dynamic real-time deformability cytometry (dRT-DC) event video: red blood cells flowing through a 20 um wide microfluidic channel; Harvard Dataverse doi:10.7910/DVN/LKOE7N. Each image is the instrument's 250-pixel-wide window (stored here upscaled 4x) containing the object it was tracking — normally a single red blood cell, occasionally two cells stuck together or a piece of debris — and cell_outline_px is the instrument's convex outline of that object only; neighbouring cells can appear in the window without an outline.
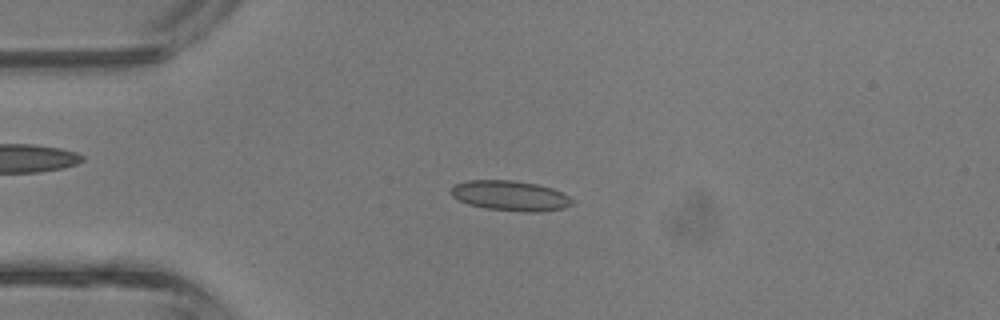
{"species": "common noctule bat (a hibernating species)", "species_latin": "Nyctalus noctula", "temperature_condition": "room temperature", "stored_images_in_passage": 40, "camera_frame_rate_fps": 3000, "um_per_image_px": 0.085, "animal": {"sex": "male", "body_mass_g": 13.3}, "frame": {"image": 1, "passage_image": 9, "time_ms": 2.667, "image_size_px": [1000, 320], "cell_outline_px": [[576, 200], [572, 204], [564, 208], [536, 212], [528, 212], [484, 208], [468, 204], [452, 196], [452, 188], [456, 184], [468, 180], [512, 180], [536, 184], [552, 188]], "centroid_in_image_um": [43.4, 16.64], "position_along_channel_um": 41.6, "area_um2": 21.1}}
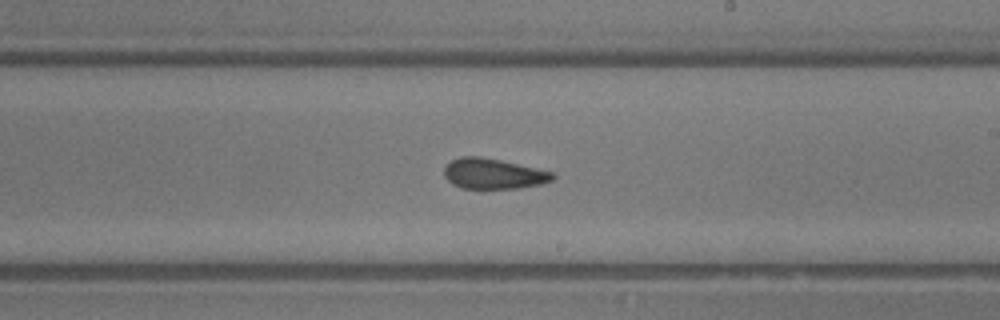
{"frame": {"image": 2, "passage_image": 23, "time_ms": 7.333, "image_size_px": [1000, 320], "cell_outline_px": [[556, 176], [552, 180], [540, 184], [520, 188], [460, 188], [452, 184], [444, 176], [444, 168], [452, 160], [460, 156], [480, 156], [500, 160], [536, 168], [552, 172]], "centroid_in_image_um": [41.91, 14.76], "position_along_channel_um": 247.1, "area_um2": 19.13}}
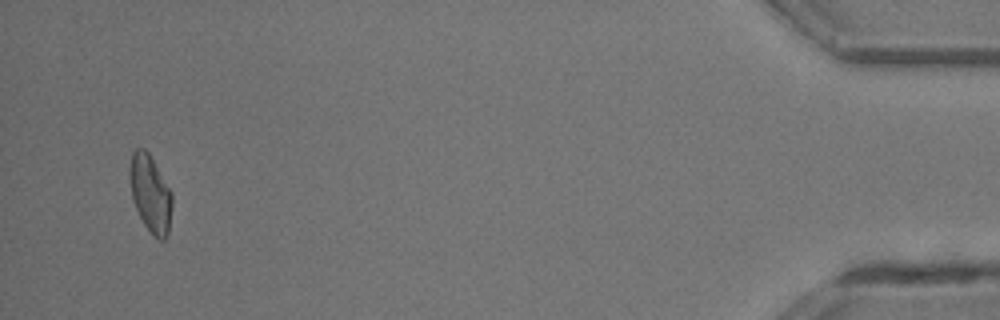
{"frame": {"image": 3, "passage_image": 39, "time_ms": 12.667, "image_size_px": [1000, 320], "cell_outline_px": [[172, 208], [168, 232], [164, 240], [160, 240], [152, 236], [144, 224], [132, 200], [128, 176], [128, 172], [132, 152], [136, 148], [144, 148], [148, 152], [172, 192]], "centroid_in_image_um": [12.76, 16.45], "position_along_channel_um": 422.4, "area_um2": 19.25}}